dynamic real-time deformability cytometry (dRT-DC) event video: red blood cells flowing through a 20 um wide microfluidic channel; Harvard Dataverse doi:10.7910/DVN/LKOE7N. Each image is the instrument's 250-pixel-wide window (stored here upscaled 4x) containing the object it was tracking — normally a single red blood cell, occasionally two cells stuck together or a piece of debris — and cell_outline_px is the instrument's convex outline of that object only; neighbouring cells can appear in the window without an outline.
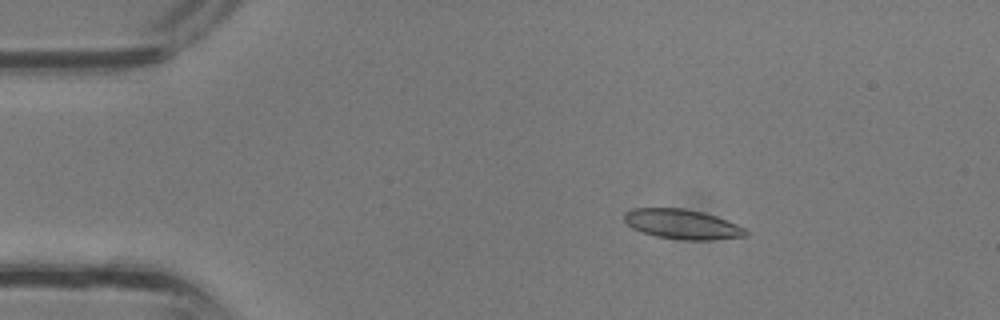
{"species": "common noctule bat (a hibernating species)", "species_latin": "Nyctalus noctula", "temperature_condition": "room temperature", "stored_images_in_passage": 12, "camera_frame_rate_fps": 3000, "um_per_image_px": 0.085, "animal": {"sex": "male", "body_mass_g": 13.3}, "frame": {"image": 1, "passage_image": 5, "time_ms": 1.333, "image_size_px": [1000, 320], "cell_outline_px": [[748, 236], [712, 240], [680, 240], [656, 236], [632, 228], [624, 220], [624, 212], [632, 208], [684, 208], [704, 212], [716, 216], [736, 224], [744, 228], [748, 232]], "centroid_in_image_um": [57.99, 19.06], "position_along_channel_um": 27.0, "area_um2": 21.15}}
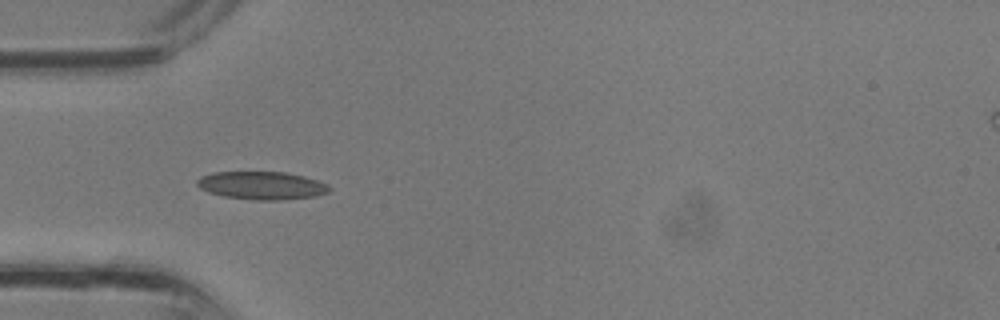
{"frame": {"image": 2, "passage_image": 10, "time_ms": 3.0, "image_size_px": [1000, 320], "cell_outline_px": [[332, 188], [328, 192], [316, 196], [280, 200], [256, 200], [224, 196], [208, 192], [200, 188], [196, 184], [196, 180], [200, 176], [212, 172], [284, 172], [304, 176], [328, 184]], "centroid_in_image_um": [22.24, 15.76], "position_along_channel_um": 62.8, "area_um2": 21.62}}
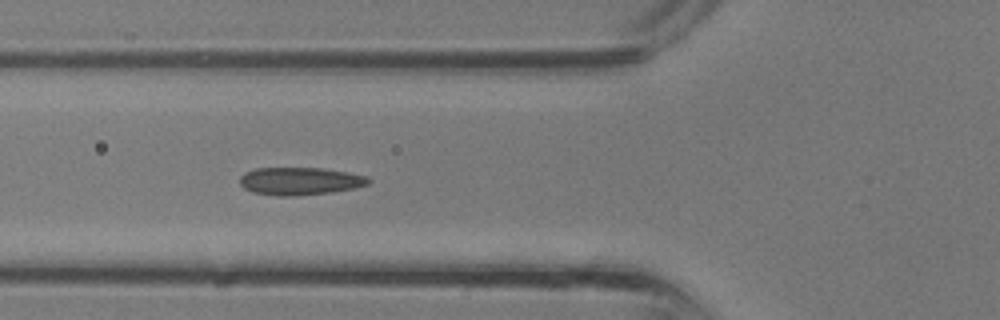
{"frame": {"image": 3, "passage_image": 12, "time_ms": 3.667, "image_size_px": [1000, 320], "cell_outline_px": [[372, 180], [368, 184], [356, 188], [332, 192], [296, 196], [276, 196], [252, 192], [244, 188], [240, 184], [240, 176], [244, 172], [256, 168], [320, 168], [348, 172], [368, 176]], "centroid_in_image_um": [25.5, 15.4], "position_along_channel_um": 100.3, "area_um2": 20.98}}